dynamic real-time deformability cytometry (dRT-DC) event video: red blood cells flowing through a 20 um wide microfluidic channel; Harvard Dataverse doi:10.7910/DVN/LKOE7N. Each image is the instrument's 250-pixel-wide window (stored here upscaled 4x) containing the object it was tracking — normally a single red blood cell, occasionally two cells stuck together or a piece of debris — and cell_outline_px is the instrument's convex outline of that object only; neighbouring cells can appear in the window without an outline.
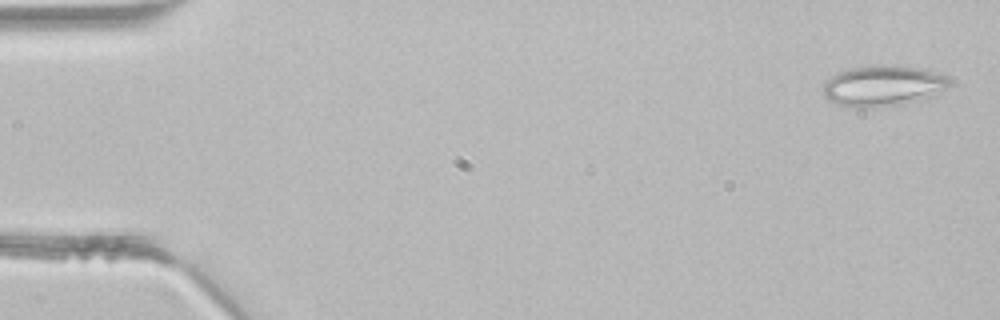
{"species": "common noctule bat (a hibernating species)", "species_latin": "Nyctalus noctula", "temperature_condition": "room temperature", "stored_images_in_passage": 5, "camera_frame_rate_fps": 3000, "um_per_image_px": 0.085, "animal": {"sex": "male", "body_mass_g": 21.5, "forearm_length_mm": 52.0}, "frame": {"image": 1, "passage_image": 1, "time_ms": 0.0, "image_size_px": [1000, 320], "cell_outline_px": [[952, 84], [948, 88], [932, 96], [920, 100], [900, 104], [868, 108], [856, 108], [836, 104], [828, 100], [824, 96], [824, 84], [832, 76], [840, 72], [852, 68], [876, 64], [892, 64], [928, 68], [948, 76], [952, 80]], "centroid_in_image_um": [75.14, 7.27], "position_along_channel_um": 9.9, "area_um2": 30.63}}